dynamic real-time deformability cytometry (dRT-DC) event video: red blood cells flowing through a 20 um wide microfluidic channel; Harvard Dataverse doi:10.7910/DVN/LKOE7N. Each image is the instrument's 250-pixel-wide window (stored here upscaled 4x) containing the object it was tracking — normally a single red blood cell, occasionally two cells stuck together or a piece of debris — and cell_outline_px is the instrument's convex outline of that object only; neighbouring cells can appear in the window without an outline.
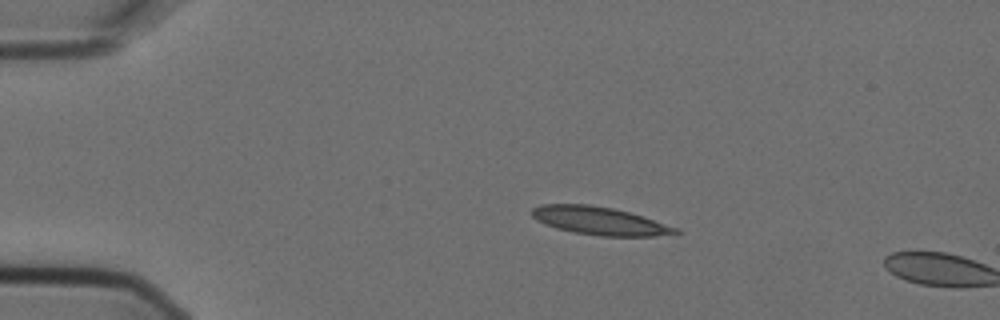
{"species": "Egyptian fruit bat (a non-hibernating species)", "species_latin": "Rousettus aegyptiacus", "temperature_condition": "cold", "stored_images_in_passage": 4, "camera_frame_rate_fps": 3000, "um_per_image_px": 0.085, "animal": {"sex": "female"}, "frame": {"image": 1, "passage_image": 3, "time_ms": 0.667, "image_size_px": [1000, 320], "cell_outline_px": [[680, 232], [652, 236], [600, 236], [576, 232], [556, 228], [544, 224], [536, 220], [532, 216], [532, 208], [540, 204], [592, 204], [612, 208], [644, 216], [680, 228]], "centroid_in_image_um": [50.96, 18.76], "position_along_channel_um": 34.0, "area_um2": 23.47}}